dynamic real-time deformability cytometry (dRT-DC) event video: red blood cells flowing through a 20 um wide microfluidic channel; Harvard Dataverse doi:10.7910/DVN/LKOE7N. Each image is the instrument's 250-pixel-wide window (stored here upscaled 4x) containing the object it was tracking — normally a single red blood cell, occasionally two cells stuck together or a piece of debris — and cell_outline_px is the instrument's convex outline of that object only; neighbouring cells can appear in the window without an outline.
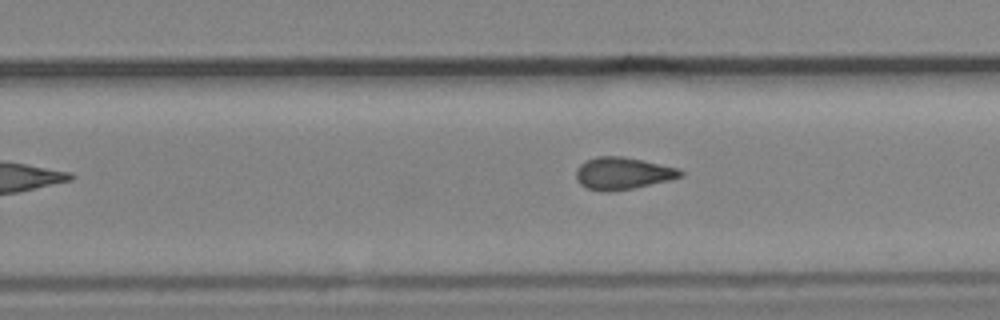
{"species": "common noctule bat (a hibernating species)", "species_latin": "Nyctalus noctula", "temperature_condition": "cold", "stored_images_in_passage": 7, "camera_frame_rate_fps": 3000, "um_per_image_px": 0.085, "animal": {"sex": "male", "body_mass_g": 19.2, "forearm_length_mm": 51.8}, "frame": {"image": 1, "passage_image": 7, "time_ms": 2.0, "image_size_px": [1000, 320], "cell_outline_px": [[684, 176], [672, 180], [632, 188], [608, 192], [604, 192], [588, 188], [580, 184], [576, 180], [576, 168], [580, 164], [596, 156], [620, 156], [680, 168], [684, 172]], "centroid_in_image_um": [52.95, 14.74], "position_along_channel_um": 276.9, "area_um2": 19.59}}